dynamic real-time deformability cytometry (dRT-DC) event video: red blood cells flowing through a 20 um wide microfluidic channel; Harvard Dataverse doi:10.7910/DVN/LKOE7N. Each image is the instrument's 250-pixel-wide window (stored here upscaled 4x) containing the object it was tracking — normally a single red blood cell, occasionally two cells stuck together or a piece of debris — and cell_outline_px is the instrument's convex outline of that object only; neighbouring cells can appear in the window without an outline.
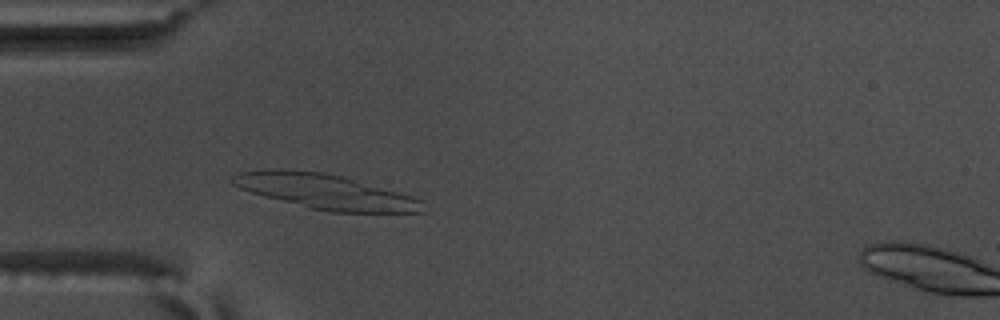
{"species": "common noctule bat (a hibernating species)", "species_latin": "Nyctalus noctula", "temperature_condition": "warm", "stored_images_in_passage": 42, "camera_frame_rate_fps": 3000, "um_per_image_px": 0.085, "animal": {"sex": "male", "body_mass_g": 17.5, "forearm_length_mm": 52.3}, "frame": {"image": 1, "passage_image": 3, "time_ms": 0.667, "image_size_px": [1000, 320], "cell_outline_px": [[424, 212], [328, 212], [308, 208], [264, 196], [240, 188], [232, 184], [228, 180], [236, 172], [280, 168], [284, 168], [324, 172], [340, 176], [412, 196], [420, 200]], "centroid_in_image_um": [27.55, 16.27], "position_along_channel_um": 57.5, "area_um2": 38.44}}